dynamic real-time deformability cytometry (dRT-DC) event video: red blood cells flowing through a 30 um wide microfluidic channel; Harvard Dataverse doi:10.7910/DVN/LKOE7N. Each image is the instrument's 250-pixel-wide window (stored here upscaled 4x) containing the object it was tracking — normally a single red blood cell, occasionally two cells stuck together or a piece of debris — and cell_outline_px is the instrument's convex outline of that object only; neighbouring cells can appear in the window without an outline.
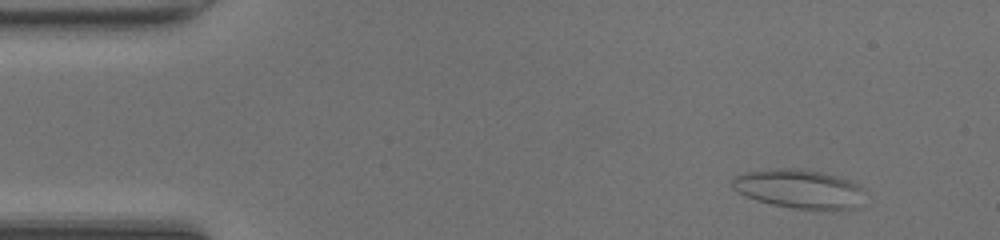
{"species": "common noctule bat (a hibernating species)", "species_latin": "Nyctalus noctula", "temperature_condition": "room temperature", "stored_images_in_passage": 48, "camera_frame_rate_fps": 3000, "um_per_image_px": 0.085, "animal": {"sex": "female", "body_mass_g": 20.0, "forearm_length_mm": 54.0}, "frame": {"image": 1, "passage_image": 5, "time_ms": 1.333, "image_size_px": [1000, 240], "cell_outline_px": [[868, 192], [860, 208], [792, 208], [772, 204], [756, 200], [736, 192], [728, 184], [728, 180], [732, 176], [744, 172], [776, 168], [792, 168], [824, 172], [852, 180], [860, 184]], "centroid_in_image_um": [67.94, 16.03], "position_along_channel_um": 17.1, "area_um2": 30.81}}
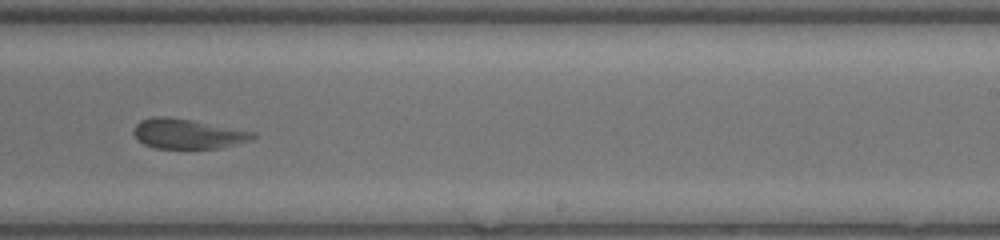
{"frame": {"image": 2, "passage_image": 30, "time_ms": 9.667, "image_size_px": [1000, 240], "cell_outline_px": [[260, 136], [252, 140], [220, 148], [156, 148], [144, 144], [132, 132], [132, 128], [140, 120], [152, 116], [168, 116], [192, 120], [256, 132]], "centroid_in_image_um": [15.98, 11.36], "position_along_channel_um": 273.0, "area_um2": 20.92}}
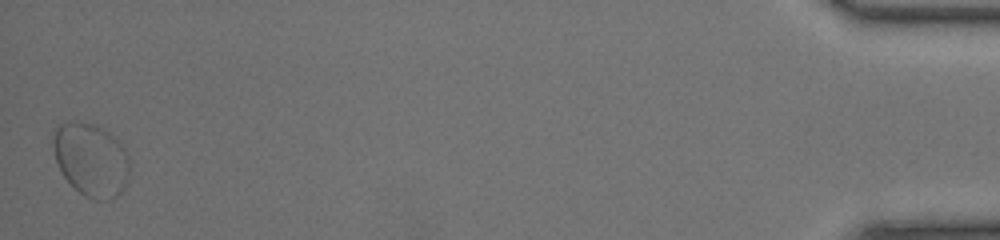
{"frame": {"image": 3, "passage_image": 48, "time_ms": 15.667, "image_size_px": [1000, 240], "cell_outline_px": [[128, 180], [124, 188], [112, 200], [96, 200], [84, 196], [64, 176], [56, 160], [56, 128], [60, 124], [96, 124], [108, 132], [124, 148], [128, 156]], "centroid_in_image_um": [7.81, 13.63], "position_along_channel_um": 427.4, "area_um2": 31.44}, "authors_computed_cell_mechanics": {"area_um2": 22.1085, "velocity_mm_per_s": 4.2307, "shape_relaxation_time_tau1_ms": null, "shape_relaxation_time_tau2_ms": 1.2885, "deformation_change_tau1": null, "deformation_change_tau2": 0.0803}}